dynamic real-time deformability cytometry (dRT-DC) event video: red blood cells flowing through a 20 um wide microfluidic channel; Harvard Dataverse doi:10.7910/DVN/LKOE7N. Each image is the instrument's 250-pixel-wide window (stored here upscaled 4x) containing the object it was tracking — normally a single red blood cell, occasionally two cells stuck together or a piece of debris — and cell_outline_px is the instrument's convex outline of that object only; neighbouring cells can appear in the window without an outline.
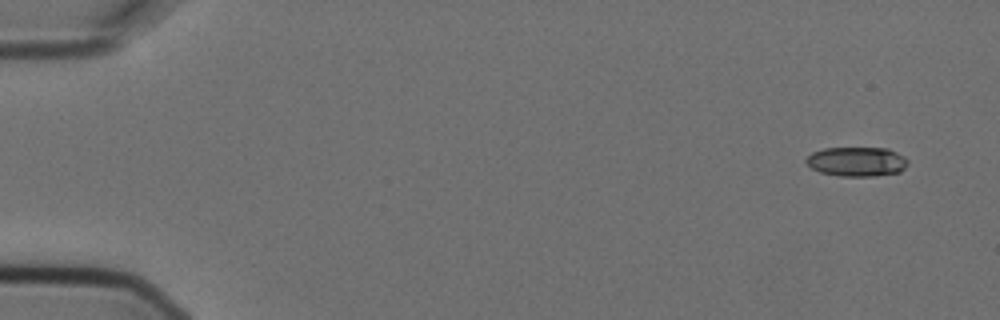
{"species": "Egyptian fruit bat (a non-hibernating species)", "species_latin": "Rousettus aegyptiacus", "temperature_condition": "cold", "stored_images_in_passage": 4, "camera_frame_rate_fps": 3000, "um_per_image_px": 0.085, "animal": {"sex": "female"}, "frame": {"image": 1, "passage_image": 1, "time_ms": 0.0, "image_size_px": [1000, 320], "cell_outline_px": [[908, 164], [900, 172], [872, 176], [840, 176], [820, 172], [812, 168], [804, 160], [812, 152], [824, 148], [888, 148], [904, 156], [908, 160]], "centroid_in_image_um": [72.83, 13.73], "position_along_channel_um": 12.2, "area_um2": 17.46}}
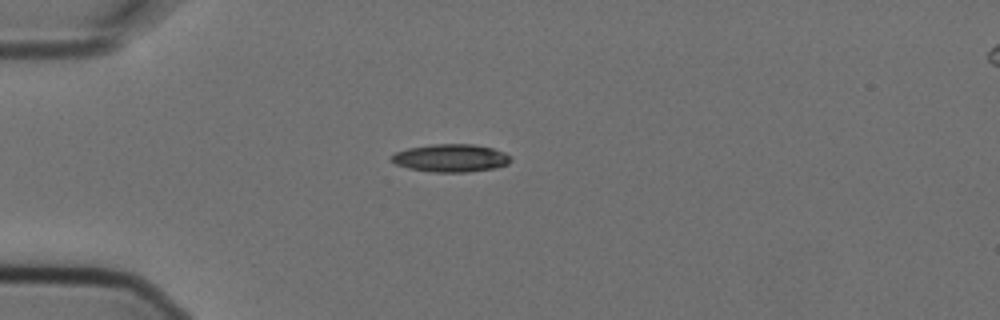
{"frame": {"image": 2, "passage_image": 4, "time_ms": 1.0, "image_size_px": [1000, 320], "cell_outline_px": [[512, 156], [508, 164], [496, 168], [468, 172], [432, 172], [408, 168], [396, 164], [392, 160], [392, 156], [396, 152], [408, 148], [432, 144], [472, 144], [492, 148], [504, 152]], "centroid_in_image_um": [38.35, 13.43], "position_along_channel_um": 46.6, "area_um2": 19.31}}